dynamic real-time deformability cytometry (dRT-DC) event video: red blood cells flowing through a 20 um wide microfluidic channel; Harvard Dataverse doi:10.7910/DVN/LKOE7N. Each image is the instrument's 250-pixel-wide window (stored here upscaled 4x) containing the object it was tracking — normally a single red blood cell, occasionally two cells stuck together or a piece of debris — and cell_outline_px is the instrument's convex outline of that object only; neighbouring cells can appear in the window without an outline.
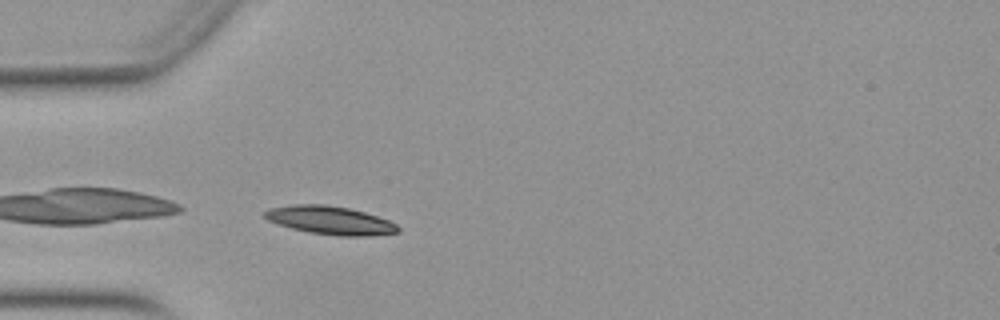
{"species": "Egyptian fruit bat (a non-hibernating species)", "species_latin": "Rousettus aegyptiacus", "temperature_condition": "warm", "stored_images_in_passage": 8, "camera_frame_rate_fps": 3000, "um_per_image_px": 0.085, "animal": {"sex": "female"}, "frame": {"image": 1, "passage_image": 1, "time_ms": 0.0, "image_size_px": [1000, 320], "cell_outline_px": [[400, 232], [368, 236], [340, 236], [308, 232], [292, 228], [268, 220], [264, 216], [264, 212], [268, 208], [292, 204], [324, 204], [348, 208], [364, 212], [388, 220], [396, 224], [400, 228]], "centroid_in_image_um": [28.06, 18.72], "position_along_channel_um": 56.9, "area_um2": 21.91}}
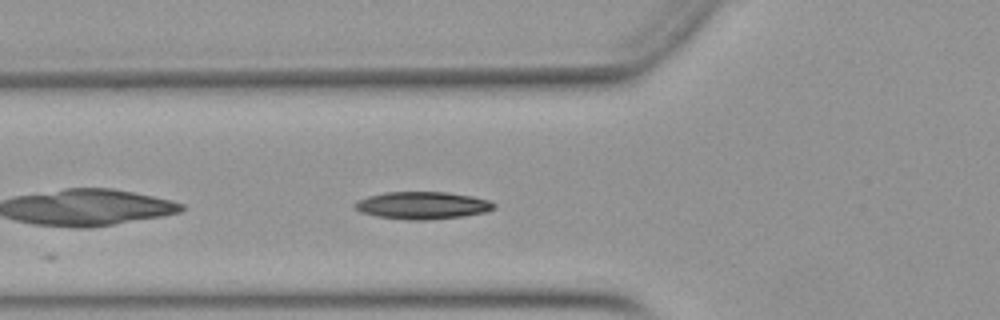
{"frame": {"image": 2, "passage_image": 4, "time_ms": 1.0, "image_size_px": [1000, 320], "cell_outline_px": [[496, 208], [484, 212], [464, 216], [424, 220], [408, 220], [376, 216], [360, 212], [352, 204], [356, 200], [368, 196], [384, 192], [448, 192], [472, 196], [488, 200], [496, 204]], "centroid_in_image_um": [35.88, 17.45], "position_along_channel_um": 89.9, "area_um2": 22.31}}